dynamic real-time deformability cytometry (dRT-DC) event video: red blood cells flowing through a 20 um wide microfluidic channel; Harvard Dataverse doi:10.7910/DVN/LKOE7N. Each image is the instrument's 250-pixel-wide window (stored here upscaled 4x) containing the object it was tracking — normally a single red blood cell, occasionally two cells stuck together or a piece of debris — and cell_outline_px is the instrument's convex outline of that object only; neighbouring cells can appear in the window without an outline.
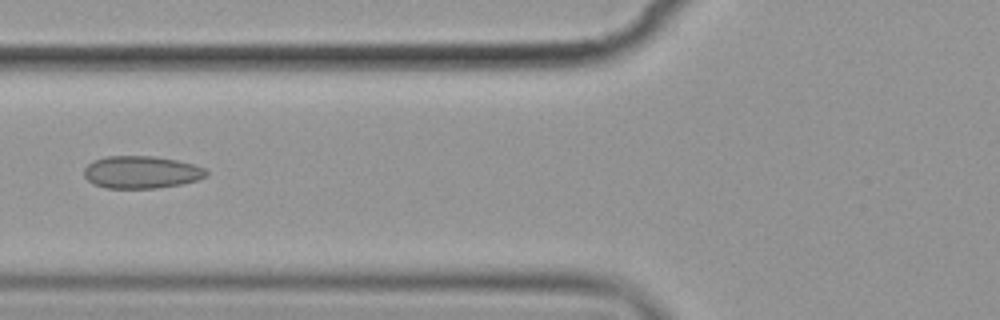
{"species": "common noctule bat (a hibernating species)", "species_latin": "Nyctalus noctula", "temperature_condition": "cold", "stored_images_in_passage": 4, "camera_frame_rate_fps": 3000, "um_per_image_px": 0.085, "animal": {"sex": "female", "body_mass_g": 19.9}, "frame": {"image": 1, "passage_image": 4, "time_ms": 3.667, "image_size_px": [1000, 320], "cell_outline_px": [[208, 176], [196, 180], [180, 184], [156, 188], [104, 188], [88, 180], [84, 176], [84, 168], [92, 160], [108, 156], [156, 156], [176, 160], [192, 164], [204, 168], [208, 172]], "centroid_in_image_um": [12.0, 14.63], "position_along_channel_um": 113.8, "area_um2": 23.06}}